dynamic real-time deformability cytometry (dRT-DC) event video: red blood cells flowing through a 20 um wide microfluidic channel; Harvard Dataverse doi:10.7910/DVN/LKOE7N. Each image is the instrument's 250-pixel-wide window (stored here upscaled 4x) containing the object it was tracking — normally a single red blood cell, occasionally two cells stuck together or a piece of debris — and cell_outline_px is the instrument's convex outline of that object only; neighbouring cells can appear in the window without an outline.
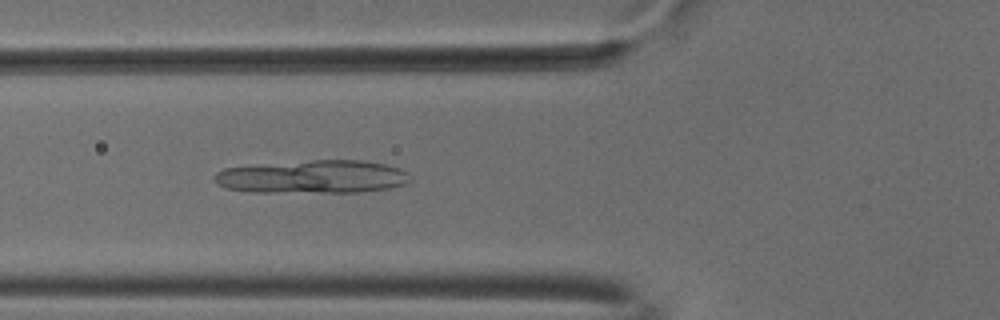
{"species": "common noctule bat (a hibernating species)", "species_latin": "Nyctalus noctula", "temperature_condition": "cold", "stored_images_in_passage": 11, "segment_of_instrument_passage": [1, 2], "camera_frame_rate_fps": 3000, "um_per_image_px": 0.085, "animal": {"sex": "male", "body_mass_g": 18.8}, "frame": {"image": 1, "passage_image": 5, "time_ms": 1.333, "image_size_px": [1000, 320], "cell_outline_px": [[412, 180], [408, 184], [388, 188], [360, 192], [252, 192], [224, 188], [212, 180], [216, 172], [224, 168], [312, 160], [360, 160], [384, 164], [400, 168], [408, 172], [412, 176]], "centroid_in_image_um": [26.62, 15.04], "position_along_channel_um": 99.2, "area_um2": 37.97}}